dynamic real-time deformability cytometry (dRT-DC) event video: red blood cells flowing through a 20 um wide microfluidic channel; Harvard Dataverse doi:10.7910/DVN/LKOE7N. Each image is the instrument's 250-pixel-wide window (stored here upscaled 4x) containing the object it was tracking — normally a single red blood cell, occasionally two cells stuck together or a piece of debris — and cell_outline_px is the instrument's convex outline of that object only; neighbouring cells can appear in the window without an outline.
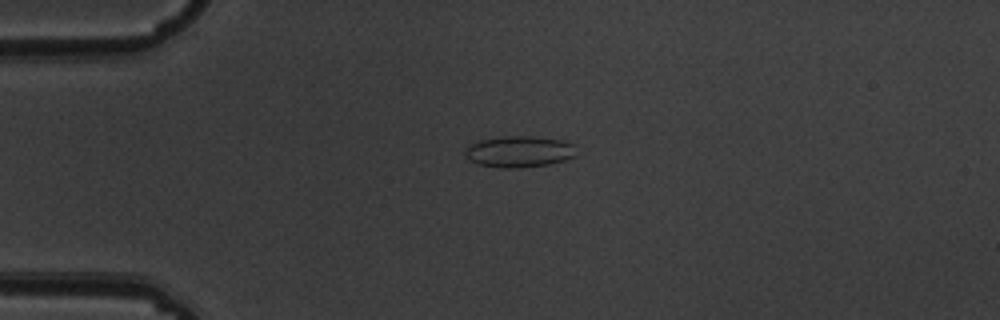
{"species": "common noctule bat (a hibernating species)", "species_latin": "Nyctalus noctula", "temperature_condition": "warm", "stored_images_in_passage": 5, "camera_frame_rate_fps": 3000, "um_per_image_px": 0.085, "animal": {"sex": "male", "body_mass_g": 19.5, "forearm_length_mm": 54.6}, "frame": {"image": 1, "passage_image": 4, "time_ms": 1.0, "image_size_px": [1000, 320], "cell_outline_px": [[576, 156], [564, 160], [548, 164], [520, 168], [500, 168], [480, 164], [464, 156], [464, 148], [468, 144], [480, 140], [504, 136], [532, 136], [564, 140], [576, 144]], "centroid_in_image_um": [44.15, 12.87], "position_along_channel_um": 40.9, "area_um2": 20.58}}